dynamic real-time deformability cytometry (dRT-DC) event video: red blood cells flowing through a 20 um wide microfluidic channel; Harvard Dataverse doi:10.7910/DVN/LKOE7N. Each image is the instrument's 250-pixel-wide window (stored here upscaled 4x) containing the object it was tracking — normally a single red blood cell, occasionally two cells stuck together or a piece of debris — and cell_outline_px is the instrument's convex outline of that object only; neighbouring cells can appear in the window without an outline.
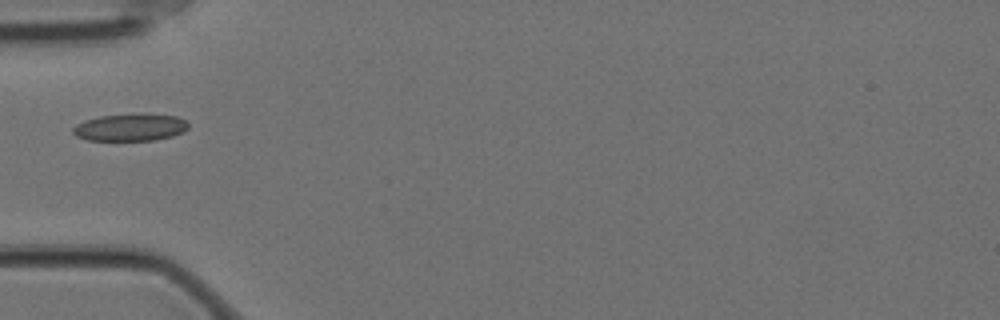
{"species": "Egyptian fruit bat (a non-hibernating species)", "species_latin": "Rousettus aegyptiacus", "temperature_condition": "cold", "stored_images_in_passage": 24, "camera_frame_rate_fps": 3000, "um_per_image_px": 0.085, "animal": {"sex": "female"}, "frame": {"image": 1, "passage_image": 1, "time_ms": 0.0, "image_size_px": [1000, 320], "cell_outline_px": [[188, 128], [184, 132], [172, 136], [152, 140], [88, 140], [76, 136], [72, 132], [72, 128], [76, 124], [84, 120], [100, 116], [144, 112], [176, 116], [184, 120], [188, 124]], "centroid_in_image_um": [11.07, 10.8], "position_along_channel_um": 73.9, "area_um2": 18.61}}